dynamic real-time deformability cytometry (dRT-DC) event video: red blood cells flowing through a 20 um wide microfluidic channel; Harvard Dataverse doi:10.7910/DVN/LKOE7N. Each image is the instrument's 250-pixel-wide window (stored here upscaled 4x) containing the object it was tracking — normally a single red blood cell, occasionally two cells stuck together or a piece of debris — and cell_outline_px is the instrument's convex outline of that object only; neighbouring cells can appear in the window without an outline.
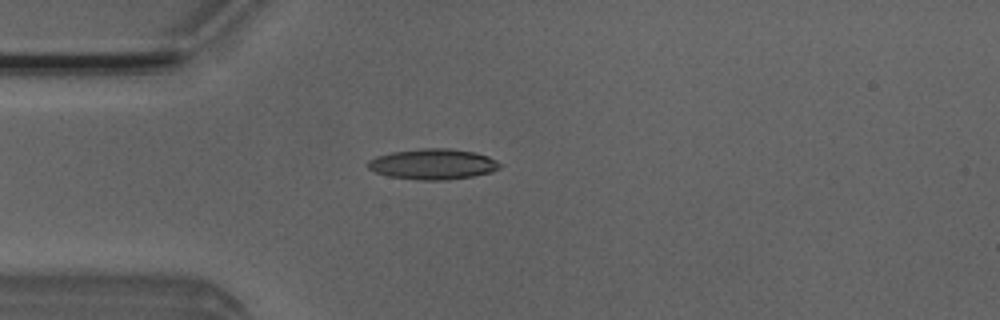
{"species": "Egyptian fruit bat (a non-hibernating species)", "species_latin": "Rousettus aegyptiacus", "temperature_condition": "room temperature", "stored_images_in_passage": 51, "camera_frame_rate_fps": 3000, "um_per_image_px": 0.085, "animal": {"sex": "male"}, "frame": {"image": 1, "passage_image": 13, "time_ms": 4.0, "image_size_px": [1000, 320], "cell_outline_px": [[504, 164], [500, 168], [492, 172], [472, 176], [444, 180], [420, 180], [388, 176], [376, 172], [368, 168], [368, 160], [376, 156], [392, 152], [420, 148], [452, 148], [476, 152], [488, 156]], "centroid_in_image_um": [36.84, 13.94], "position_along_channel_um": 48.2, "area_um2": 23.7}}
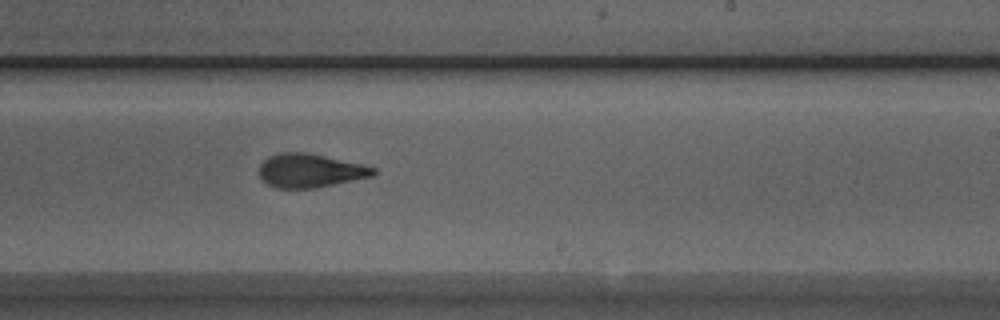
{"frame": {"image": 2, "passage_image": 30, "time_ms": 9.667, "image_size_px": [1000, 320], "cell_outline_px": [[376, 172], [372, 176], [316, 188], [276, 188], [268, 184], [260, 176], [260, 164], [268, 156], [280, 152], [308, 152], [364, 164], [376, 168]], "centroid_in_image_um": [26.37, 14.49], "position_along_channel_um": 262.6, "area_um2": 22.48}}
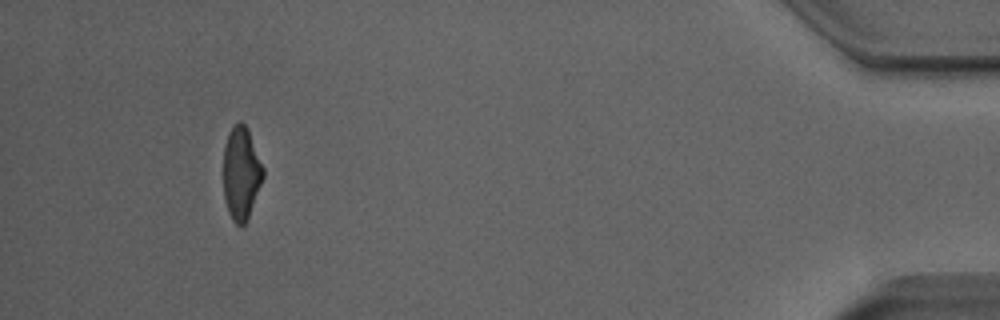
{"frame": {"image": 3, "passage_image": 47, "time_ms": 15.333, "image_size_px": [1000, 320], "cell_outline_px": [[264, 176], [248, 216], [244, 224], [236, 224], [232, 220], [228, 212], [224, 200], [224, 144], [228, 132], [240, 120], [248, 128], [264, 168]], "centroid_in_image_um": [20.5, 14.69], "position_along_channel_um": 414.7, "area_um2": 21.39}, "authors_computed_cell_mechanics": {"area_um2": 22.542, "velocity_mm_per_s": 3.9788, "shape_relaxation_time_tau1_ms": 5.1362, "shape_relaxation_time_tau2_ms": 1.5148, "deformation_change_tau1": 0.1931, "deformation_change_tau2": 0.0846}}